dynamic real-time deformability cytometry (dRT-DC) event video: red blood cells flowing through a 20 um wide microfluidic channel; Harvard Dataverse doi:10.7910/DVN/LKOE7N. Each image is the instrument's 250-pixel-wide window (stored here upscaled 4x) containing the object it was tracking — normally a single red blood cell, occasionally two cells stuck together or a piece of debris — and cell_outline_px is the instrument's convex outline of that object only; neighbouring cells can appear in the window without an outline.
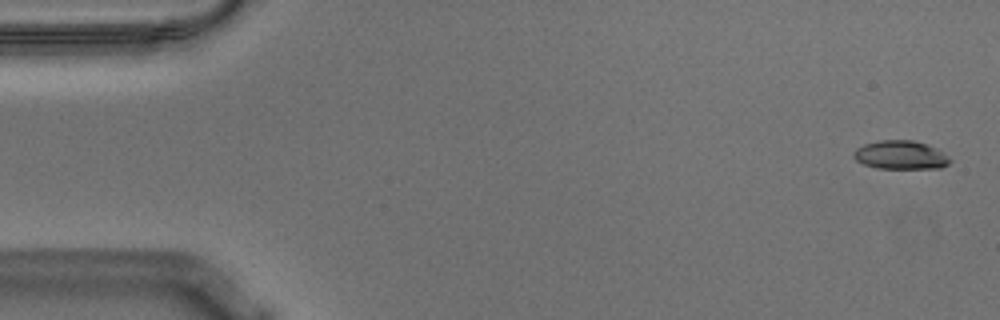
{"species": "Egyptian fruit bat (a non-hibernating species)", "species_latin": "Rousettus aegyptiacus", "temperature_condition": "warm", "stored_images_in_passage": 55, "camera_frame_rate_fps": 3000, "um_per_image_px": 0.085, "animal": {"sex": "male"}, "frame": {"image": 1, "passage_image": 1, "time_ms": 0.0, "image_size_px": [1000, 320], "cell_outline_px": [[952, 160], [948, 164], [940, 168], [876, 168], [864, 164], [856, 160], [852, 156], [852, 152], [856, 148], [864, 144], [880, 140], [912, 140], [928, 144], [944, 152]], "centroid_in_image_um": [76.55, 13.17], "position_along_channel_um": 8.5, "area_um2": 16.18}}
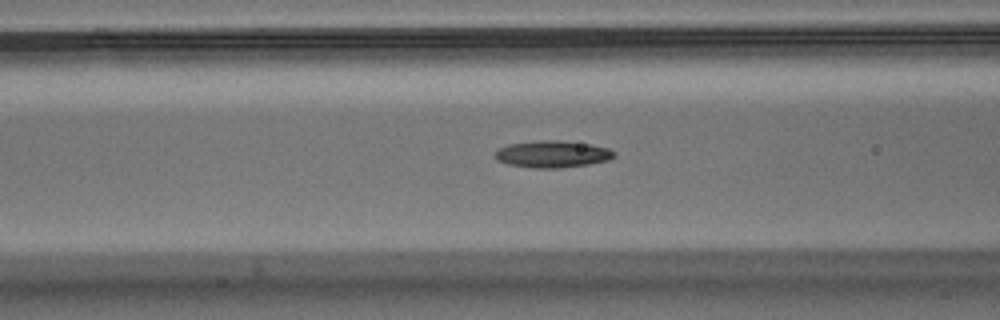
{"frame": {"image": 2, "passage_image": 21, "time_ms": 6.667, "image_size_px": [1000, 320], "cell_outline_px": [[616, 156], [608, 160], [588, 164], [560, 168], [532, 168], [508, 164], [496, 160], [492, 156], [492, 152], [496, 148], [508, 144], [536, 140], [560, 140], [592, 144], [608, 148], [616, 152]], "centroid_in_image_um": [46.89, 13.09], "position_along_channel_um": 119.7, "area_um2": 19.13}}
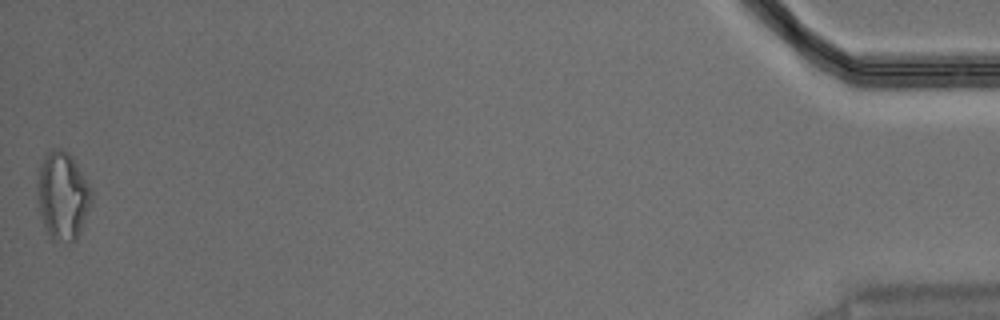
{"frame": {"image": 3, "passage_image": 55, "time_ms": 18.0, "image_size_px": [1000, 320], "cell_outline_px": [[92, 204], [80, 232], [76, 240], [68, 244], [52, 240], [40, 216], [36, 196], [36, 180], [40, 164], [44, 152], [52, 148], [60, 148], [68, 152], [72, 156], [92, 188]], "centroid_in_image_um": [5.31, 16.62], "position_along_channel_um": 429.9, "area_um2": 28.67}, "authors_computed_cell_mechanics": {"area_um2": 17.6868, "velocity_mm_per_s": 3.6056, "shape_relaxation_time_tau1_ms": 9.2015, "shape_relaxation_time_tau2_ms": 5.0798, "deformation_change_tau1": 0.2519, "deformation_change_tau2": 0.1329}}